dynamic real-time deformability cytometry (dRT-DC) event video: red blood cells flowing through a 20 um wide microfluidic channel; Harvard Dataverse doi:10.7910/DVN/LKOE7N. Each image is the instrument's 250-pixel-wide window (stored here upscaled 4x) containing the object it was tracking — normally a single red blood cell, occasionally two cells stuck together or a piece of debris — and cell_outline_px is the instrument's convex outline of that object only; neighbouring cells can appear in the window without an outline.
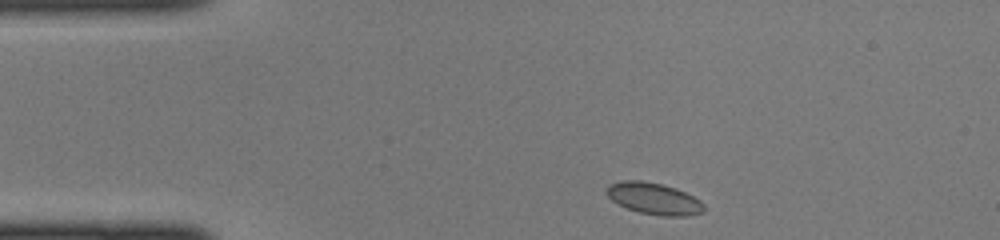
{"species": "common noctule bat (a hibernating species)", "species_latin": "Nyctalus noctula", "temperature_condition": "cold", "stored_images_in_passage": 38, "camera_frame_rate_fps": 3000, "um_per_image_px": 0.085, "animal": {"sex": "female", "body_mass_g": 22.0, "forearm_length_mm": 56.7}, "frame": {"image": 1, "passage_image": 1, "time_ms": 0.0, "image_size_px": [1000, 240], "cell_outline_px": [[704, 212], [688, 216], [660, 216], [640, 212], [628, 208], [612, 200], [604, 192], [608, 184], [620, 180], [640, 180], [660, 184], [676, 188], [700, 200], [704, 204]], "centroid_in_image_um": [55.57, 16.87], "position_along_channel_um": 29.4, "area_um2": 17.98}}
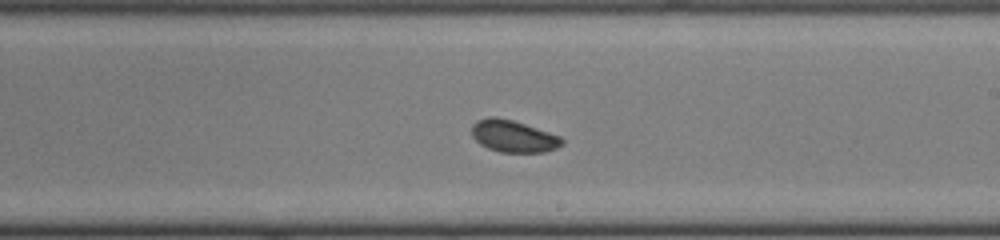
{"frame": {"image": 2, "passage_image": 19, "time_ms": 6.0, "image_size_px": [1000, 240], "cell_outline_px": [[564, 144], [556, 148], [544, 152], [500, 152], [488, 148], [480, 144], [472, 136], [472, 124], [476, 120], [488, 116], [496, 116], [512, 120], [560, 136], [564, 140]], "centroid_in_image_um": [43.61, 11.57], "position_along_channel_um": 245.4, "area_um2": 16.82}}
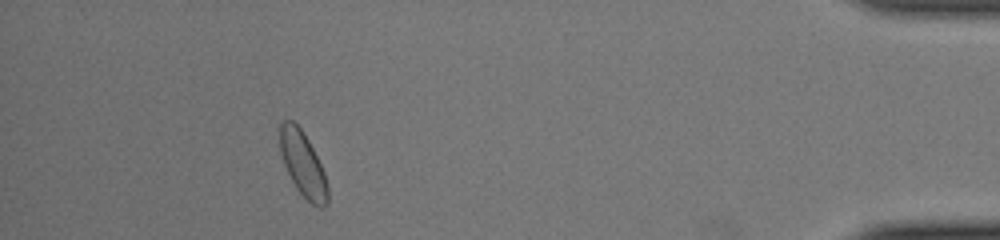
{"frame": {"image": 3, "passage_image": 34, "time_ms": 11.0, "image_size_px": [1000, 240], "cell_outline_px": [[328, 204], [324, 208], [316, 208], [296, 188], [284, 164], [280, 152], [276, 128], [284, 120], [292, 120], [300, 128], [308, 140], [324, 172], [328, 184]], "centroid_in_image_um": [25.72, 13.93], "position_along_channel_um": 409.5, "area_um2": 18.26}}